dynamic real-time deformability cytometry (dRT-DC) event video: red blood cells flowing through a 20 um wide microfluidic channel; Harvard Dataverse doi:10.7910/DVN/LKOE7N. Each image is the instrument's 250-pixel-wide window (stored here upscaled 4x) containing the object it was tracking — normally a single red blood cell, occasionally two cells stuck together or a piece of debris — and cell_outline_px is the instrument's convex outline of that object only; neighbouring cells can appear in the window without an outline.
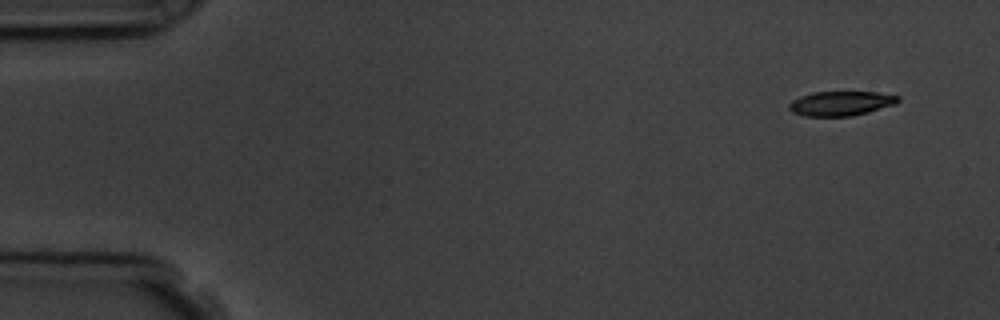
{"species": "common noctule bat (a hibernating species)", "species_latin": "Nyctalus noctula", "temperature_condition": "room temperature", "stored_images_in_passage": 4, "camera_frame_rate_fps": 3000, "um_per_image_px": 0.085, "animal": {"sex": "male", "body_mass_g": 19.5, "forearm_length_mm": 54.6}, "frame": {"image": 1, "passage_image": 1, "time_ms": 0.0, "image_size_px": [1000, 320], "cell_outline_px": [[900, 100], [896, 104], [868, 112], [852, 116], [804, 116], [792, 112], [788, 108], [788, 104], [792, 100], [800, 96], [812, 92], [876, 92], [900, 96]], "centroid_in_image_um": [71.46, 8.79], "position_along_channel_um": 13.5, "area_um2": 15.66}}
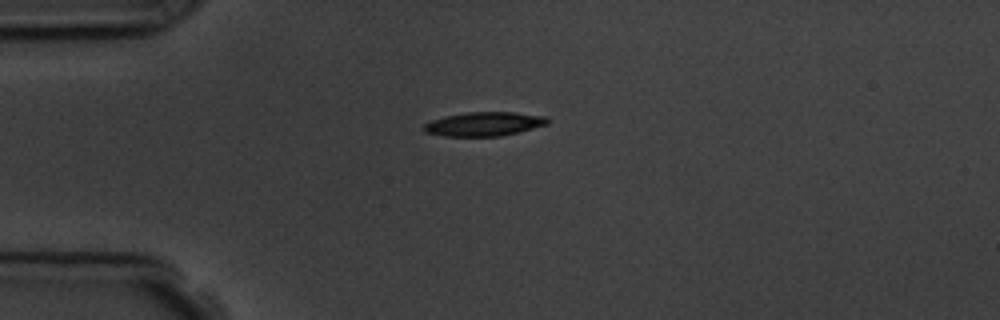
{"frame": {"image": 2, "passage_image": 4, "time_ms": 3.333, "image_size_px": [1000, 320], "cell_outline_px": [[548, 124], [500, 136], [444, 136], [424, 132], [424, 124], [432, 120], [444, 116], [468, 112], [512, 112], [548, 116]], "centroid_in_image_um": [41.14, 10.53], "position_along_channel_um": 43.9, "area_um2": 17.17}}